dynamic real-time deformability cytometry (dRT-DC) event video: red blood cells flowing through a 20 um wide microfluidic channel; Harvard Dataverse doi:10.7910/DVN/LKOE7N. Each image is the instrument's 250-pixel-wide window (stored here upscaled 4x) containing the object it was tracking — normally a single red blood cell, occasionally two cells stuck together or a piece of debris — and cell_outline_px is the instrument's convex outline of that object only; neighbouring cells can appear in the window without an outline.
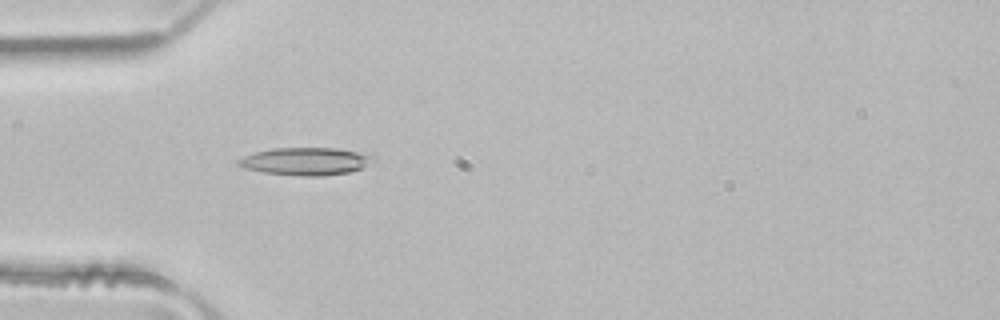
{"species": "common noctule bat (a hibernating species)", "species_latin": "Nyctalus noctula", "temperature_condition": "room temperature", "stored_images_in_passage": 4, "camera_frame_rate_fps": 3000, "um_per_image_px": 0.085, "animal": {"sex": "male", "body_mass_g": 21.5, "forearm_length_mm": 52.0}, "frame": {"image": 1, "passage_image": 4, "time_ms": 1.0, "image_size_px": [1000, 320], "cell_outline_px": [[376, 160], [360, 168], [348, 172], [324, 176], [300, 176], [264, 172], [244, 168], [236, 164], [236, 160], [244, 156], [256, 152], [272, 148], [336, 148], [376, 156]], "centroid_in_image_um": [25.96, 13.71], "position_along_channel_um": 59.0, "area_um2": 21.62}}